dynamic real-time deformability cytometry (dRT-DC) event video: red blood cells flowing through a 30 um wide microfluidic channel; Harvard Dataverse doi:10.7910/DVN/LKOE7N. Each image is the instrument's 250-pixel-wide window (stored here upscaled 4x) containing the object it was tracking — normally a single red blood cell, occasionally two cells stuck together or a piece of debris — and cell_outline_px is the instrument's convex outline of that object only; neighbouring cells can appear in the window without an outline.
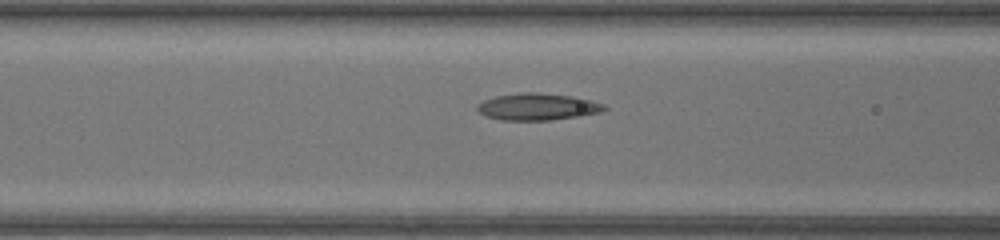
{"species": "common noctule bat (a hibernating species)", "species_latin": "Nyctalus noctula", "temperature_condition": "warm", "stored_images_in_passage": 7, "camera_frame_rate_fps": 3000, "um_per_image_px": 0.085, "animal": {"sex": "female", "body_mass_g": 17.0, "forearm_length_mm": 48.0}, "frame": {"image": 1, "passage_image": 5, "time_ms": 1.333, "image_size_px": [1000, 240], "cell_outline_px": [[608, 108], [600, 112], [580, 116], [548, 120], [500, 120], [484, 116], [476, 108], [476, 104], [484, 100], [496, 96], [520, 92], [540, 92], [572, 96], [592, 100], [604, 104]], "centroid_in_image_um": [45.68, 9.07], "position_along_channel_um": 120.9, "area_um2": 20.06}}